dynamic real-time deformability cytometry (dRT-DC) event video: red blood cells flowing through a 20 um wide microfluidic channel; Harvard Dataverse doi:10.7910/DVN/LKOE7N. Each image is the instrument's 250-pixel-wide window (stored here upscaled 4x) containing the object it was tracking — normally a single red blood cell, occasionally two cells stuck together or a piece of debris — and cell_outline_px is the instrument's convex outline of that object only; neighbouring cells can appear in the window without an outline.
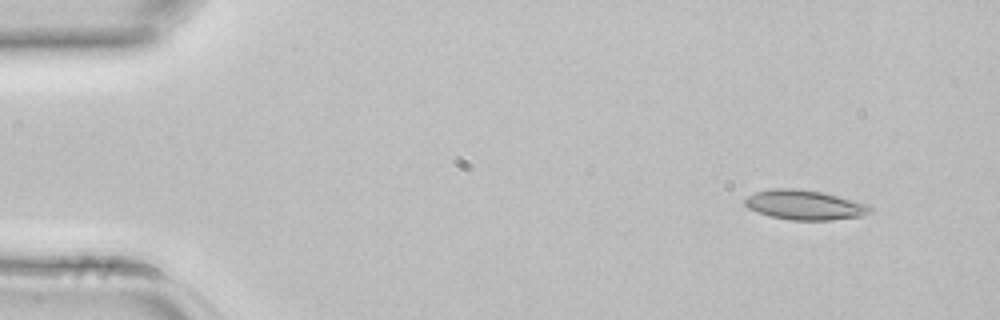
{"species": "common noctule bat (a hibernating species)", "species_latin": "Nyctalus noctula", "temperature_condition": "room temperature", "stored_images_in_passage": 4, "camera_frame_rate_fps": 3000, "um_per_image_px": 0.085, "animal": {"sex": "female", "body_mass_g": 22.7, "forearm_length_mm": 54.2}, "frame": {"image": 1, "passage_image": 1, "time_ms": 0.0, "image_size_px": [1000, 320], "cell_outline_px": [[872, 212], [860, 216], [832, 220], [792, 220], [772, 216], [748, 208], [744, 204], [744, 200], [748, 196], [756, 192], [772, 188], [796, 188], [824, 192], [868, 204], [872, 208]], "centroid_in_image_um": [68.42, 17.41], "position_along_channel_um": 16.6, "area_um2": 21.62}}